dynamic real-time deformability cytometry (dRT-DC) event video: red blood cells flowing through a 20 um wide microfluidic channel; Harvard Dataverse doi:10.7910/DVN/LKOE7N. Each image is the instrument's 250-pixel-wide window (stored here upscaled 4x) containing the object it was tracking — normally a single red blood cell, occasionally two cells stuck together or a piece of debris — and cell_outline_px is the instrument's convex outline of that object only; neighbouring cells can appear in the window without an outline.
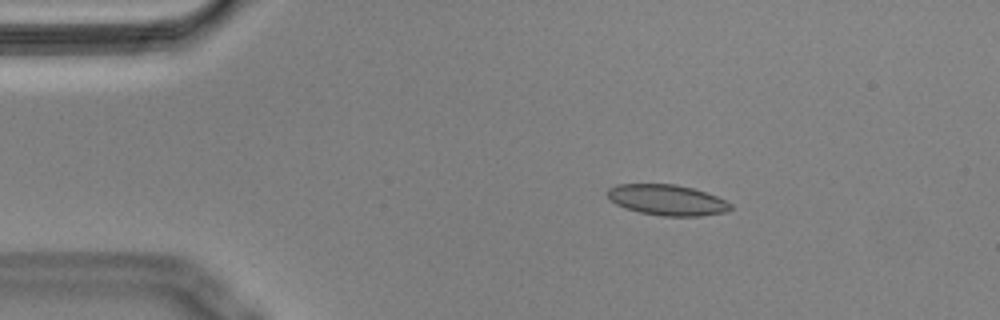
{"species": "Egyptian fruit bat (a non-hibernating species)", "species_latin": "Rousettus aegyptiacus", "temperature_condition": "cold", "stored_images_in_passage": 55, "camera_frame_rate_fps": 3000, "um_per_image_px": 0.085, "animal": {"sex": "male"}, "frame": {"image": 1, "passage_image": 9, "time_ms": 2.667, "image_size_px": [1000, 320], "cell_outline_px": [[732, 208], [724, 212], [700, 216], [660, 216], [640, 212], [624, 208], [616, 204], [608, 196], [608, 188], [616, 184], [676, 184], [692, 188], [716, 196], [732, 204]], "centroid_in_image_um": [56.69, 17.0], "position_along_channel_um": 28.3, "area_um2": 21.91}}
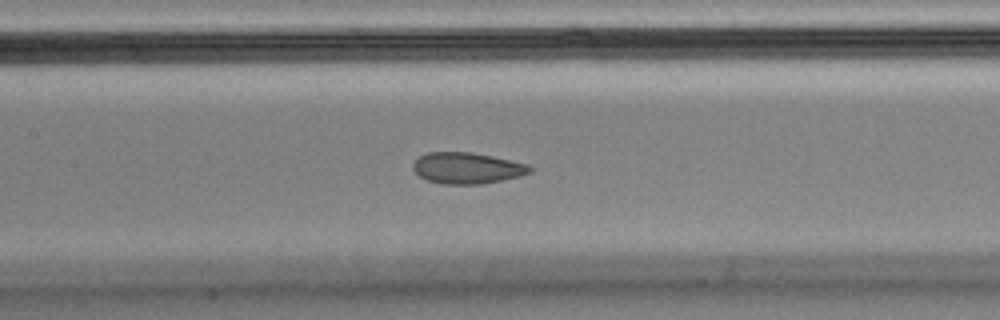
{"frame": {"image": 2, "passage_image": 25, "time_ms": 8.0, "image_size_px": [1000, 320], "cell_outline_px": [[532, 172], [520, 176], [480, 184], [440, 184], [428, 180], [420, 176], [412, 168], [412, 164], [420, 156], [428, 152], [472, 152], [492, 156], [528, 164], [532, 168]], "centroid_in_image_um": [39.7, 14.28], "position_along_channel_um": 167.7, "area_um2": 21.15}}
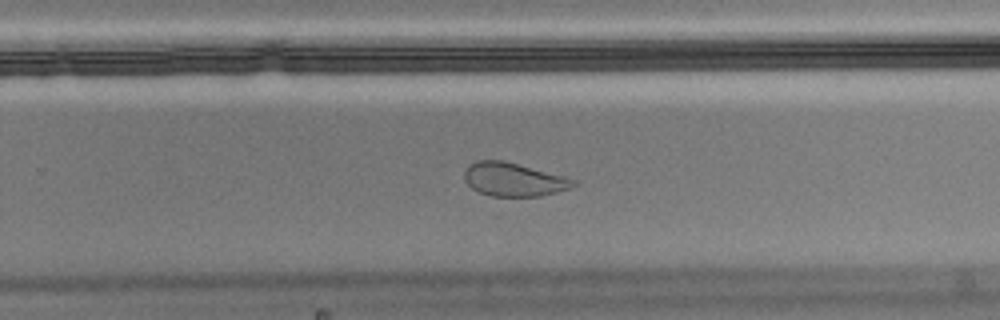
{"frame": {"image": 3, "passage_image": 35, "time_ms": 11.333, "image_size_px": [1000, 320], "cell_outline_px": [[576, 184], [568, 188], [556, 192], [540, 196], [492, 196], [480, 192], [472, 188], [464, 180], [464, 172], [476, 160], [504, 160], [568, 176], [576, 180]], "centroid_in_image_um": [43.69, 15.24], "position_along_channel_um": 286.1, "area_um2": 21.33}}